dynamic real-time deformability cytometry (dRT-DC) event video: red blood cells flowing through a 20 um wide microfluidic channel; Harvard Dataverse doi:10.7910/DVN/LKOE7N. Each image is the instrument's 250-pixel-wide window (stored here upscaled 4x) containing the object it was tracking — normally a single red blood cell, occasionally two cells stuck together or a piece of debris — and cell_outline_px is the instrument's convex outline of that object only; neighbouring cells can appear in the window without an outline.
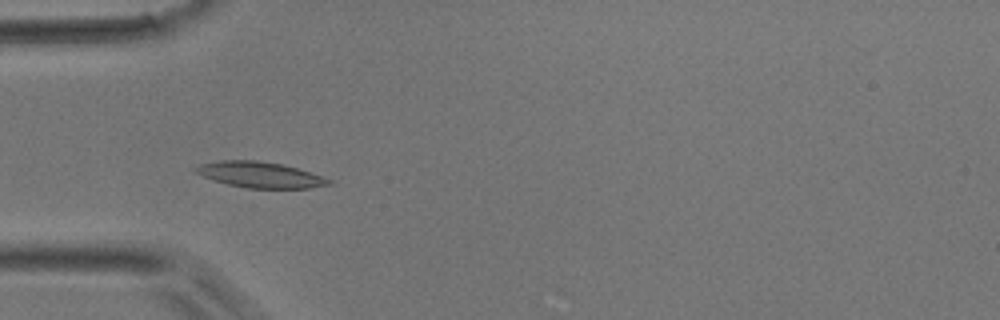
{"species": "common noctule bat (a hibernating species)", "species_latin": "Nyctalus noctula", "temperature_condition": "room temperature", "stored_images_in_passage": 6, "camera_frame_rate_fps": 3000, "um_per_image_px": 0.085, "animal": {"sex": "male", "body_mass_g": 17.9}, "frame": {"image": 1, "passage_image": 5, "time_ms": 1.333, "image_size_px": [1000, 320], "cell_outline_px": [[336, 184], [308, 188], [248, 188], [228, 184], [212, 180], [192, 172], [192, 168], [200, 164], [224, 160], [256, 160], [280, 164], [296, 168], [324, 176], [332, 180]], "centroid_in_image_um": [22.1, 14.86], "position_along_channel_um": 62.9, "area_um2": 20.17}}
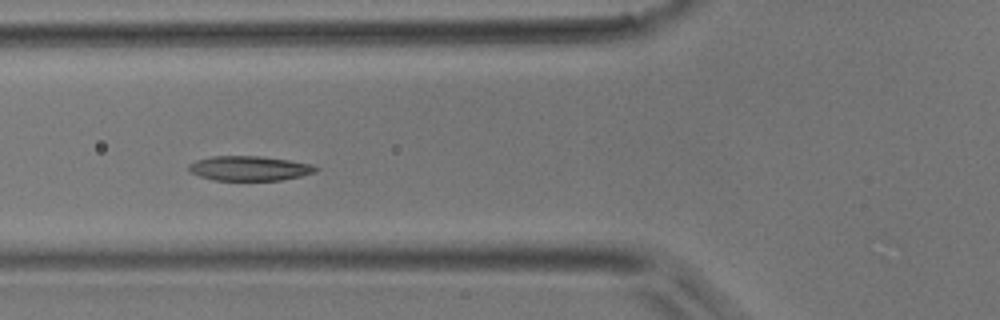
{"frame": {"image": 2, "passage_image": 6, "time_ms": 1.667, "image_size_px": [1000, 320], "cell_outline_px": [[320, 168], [316, 172], [300, 176], [280, 180], [212, 180], [200, 176], [192, 172], [188, 168], [188, 164], [196, 160], [212, 156], [260, 156], [288, 160], [312, 164]], "centroid_in_image_um": [21.21, 14.3], "position_along_channel_um": 104.6, "area_um2": 18.21}}